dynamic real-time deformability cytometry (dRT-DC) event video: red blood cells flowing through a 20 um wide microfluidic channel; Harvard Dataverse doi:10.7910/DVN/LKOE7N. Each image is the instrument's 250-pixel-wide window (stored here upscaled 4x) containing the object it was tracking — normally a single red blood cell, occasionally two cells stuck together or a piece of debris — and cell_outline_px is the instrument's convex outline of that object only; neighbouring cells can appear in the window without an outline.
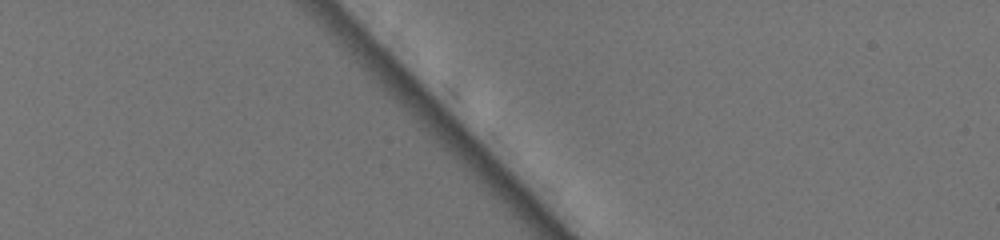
{"species": "common noctule bat (a hibernating species)", "species_latin": "Nyctalus noctula", "temperature_condition": "warm", "stored_images_in_passage": 3, "camera_frame_rate_fps": 3000, "um_per_image_px": 0.085, "animal": {"sex": "female", "body_mass_g": 19.5, "forearm_length_mm": 54.1}, "frame": {"image": 1, "passage_image": 2, "time_ms": 0.333, "image_size_px": [1000, 240], "cell_outline_px": [[592, 96], [584, 100], [576, 96], [532, 52], [524, 36], [524, 28], [584, 72], [588, 80], [592, 92]], "centroid_in_image_um": [47.63, 5.7], "position_along_channel_um": 37.4, "area_um2": 11.04}}